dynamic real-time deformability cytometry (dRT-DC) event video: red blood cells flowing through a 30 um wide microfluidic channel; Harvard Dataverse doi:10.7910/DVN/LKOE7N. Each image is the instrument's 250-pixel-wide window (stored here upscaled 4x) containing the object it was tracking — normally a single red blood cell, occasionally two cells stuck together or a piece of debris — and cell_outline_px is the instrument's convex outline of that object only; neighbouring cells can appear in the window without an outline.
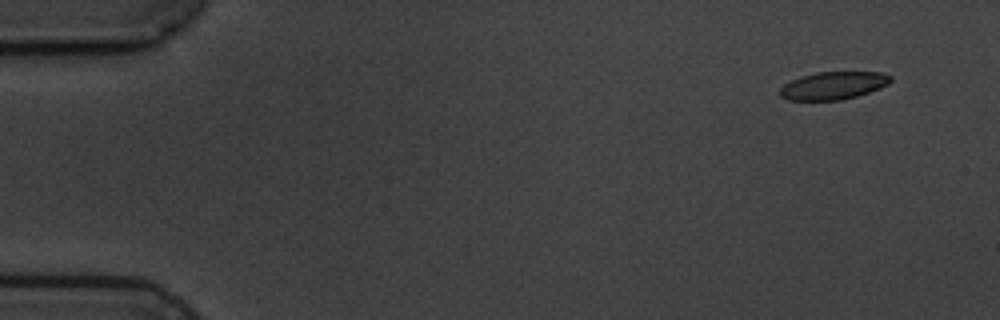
{"species": "common noctule bat (a hibernating species)", "species_latin": "Nyctalus noctula", "temperature_condition": "cold", "stored_images_in_passage": 3, "camera_frame_rate_fps": 3000, "um_per_image_px": 0.085, "animal": {"sex": "male", "body_mass_g": 19.5, "forearm_length_mm": 54.6}, "frame": {"image": 1, "passage_image": 1, "time_ms": 0.0, "image_size_px": [1000, 320], "cell_outline_px": [[892, 80], [888, 84], [880, 88], [856, 96], [840, 100], [788, 100], [780, 96], [780, 88], [784, 84], [800, 76], [816, 72], [880, 72], [892, 76]], "centroid_in_image_um": [70.82, 7.27], "position_along_channel_um": 14.2, "area_um2": 17.86}}